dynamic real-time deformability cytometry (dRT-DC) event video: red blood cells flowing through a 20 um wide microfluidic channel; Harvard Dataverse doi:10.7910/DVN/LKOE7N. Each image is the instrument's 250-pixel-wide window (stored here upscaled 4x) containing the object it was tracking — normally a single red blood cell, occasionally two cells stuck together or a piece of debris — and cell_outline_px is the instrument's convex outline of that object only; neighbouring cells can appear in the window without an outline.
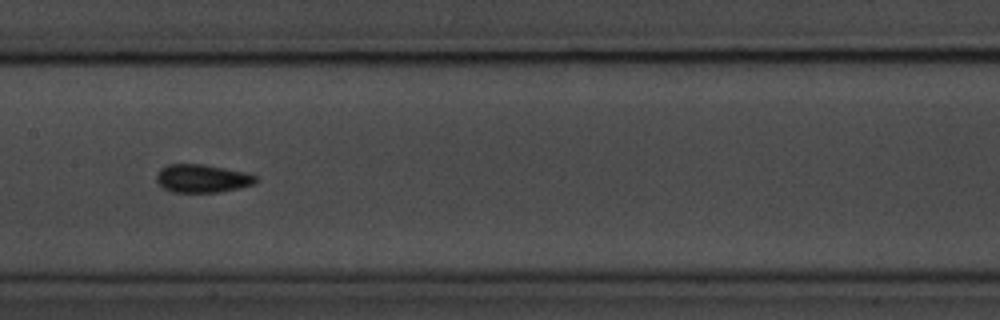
{"species": "common noctule bat (a hibernating species)", "species_latin": "Nyctalus noctula", "temperature_condition": "room temperature", "stored_images_in_passage": 40, "camera_frame_rate_fps": 3000, "um_per_image_px": 0.085, "animal": {"sex": "male", "body_mass_g": 20.1, "forearm_length_mm": 53.5}, "frame": {"image": 1, "passage_image": 12, "time_ms": 3.667, "image_size_px": [1000, 320], "cell_outline_px": [[256, 184], [240, 188], [220, 192], [172, 192], [164, 188], [156, 180], [156, 172], [160, 168], [168, 164], [204, 164], [244, 172], [256, 176]], "centroid_in_image_um": [17.17, 15.17], "position_along_channel_um": 190.2, "area_um2": 16.36}}
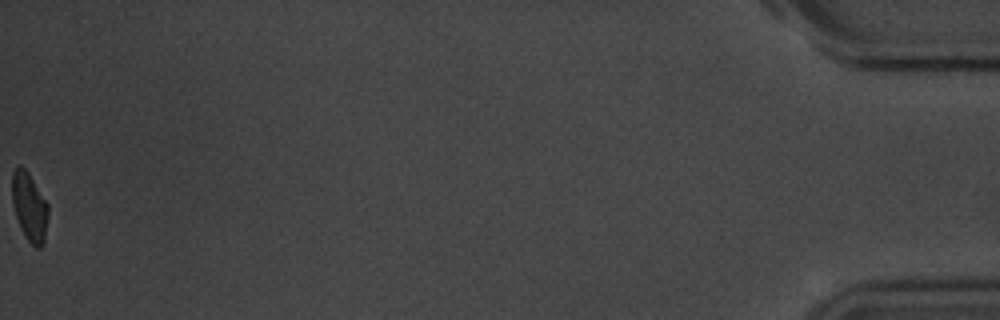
{"frame": {"image": 2, "passage_image": 40, "time_ms": 13.0, "image_size_px": [1000, 320], "cell_outline_px": [[48, 216], [44, 244], [40, 248], [36, 248], [28, 240], [16, 216], [12, 204], [12, 172], [16, 164], [20, 164], [28, 172], [48, 204]], "centroid_in_image_um": [2.5, 17.54], "position_along_channel_um": 432.7, "area_um2": 14.39}, "authors_computed_cell_mechanics": {"area_um2": 15.2881, "velocity_mm_per_s": 3.6914, "shape_relaxation_time_tau1_ms": 3.4904, "shape_relaxation_time_tau2_ms": 3.6248, "deformation_change_tau1": 0.0918, "deformation_change_tau2": 0.0818}}